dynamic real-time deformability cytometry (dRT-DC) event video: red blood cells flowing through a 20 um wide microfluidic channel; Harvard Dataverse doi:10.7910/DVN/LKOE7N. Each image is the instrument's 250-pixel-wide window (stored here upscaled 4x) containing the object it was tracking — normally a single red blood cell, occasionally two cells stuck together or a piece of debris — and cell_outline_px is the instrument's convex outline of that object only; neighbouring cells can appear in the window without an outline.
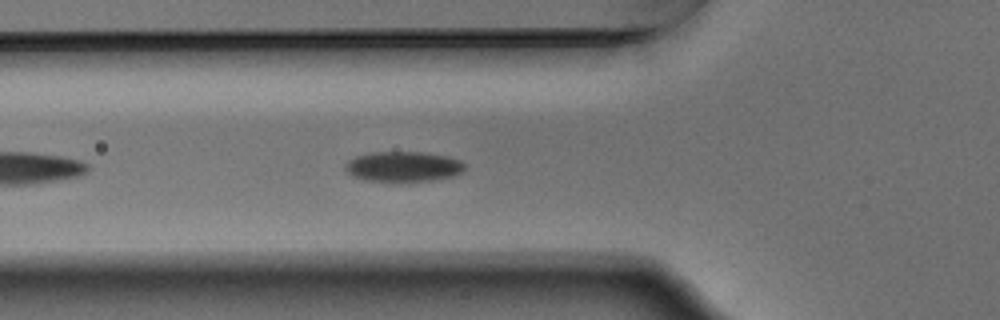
{"species": "Egyptian fruit bat (a non-hibernating species)", "species_latin": "Rousettus aegyptiacus", "temperature_condition": "warm", "stored_images_in_passage": 9, "camera_frame_rate_fps": 3000, "um_per_image_px": 0.085, "animal": {"sex": "male"}, "frame": {"image": 1, "passage_image": 6, "time_ms": 1.667, "image_size_px": [1000, 320], "cell_outline_px": [[464, 172], [452, 176], [432, 180], [408, 184], [392, 184], [364, 180], [352, 176], [344, 172], [344, 164], [348, 160], [356, 156], [372, 152], [420, 152], [448, 156], [460, 160], [464, 164]], "centroid_in_image_um": [34.22, 14.21], "position_along_channel_um": 91.6, "area_um2": 22.08}}